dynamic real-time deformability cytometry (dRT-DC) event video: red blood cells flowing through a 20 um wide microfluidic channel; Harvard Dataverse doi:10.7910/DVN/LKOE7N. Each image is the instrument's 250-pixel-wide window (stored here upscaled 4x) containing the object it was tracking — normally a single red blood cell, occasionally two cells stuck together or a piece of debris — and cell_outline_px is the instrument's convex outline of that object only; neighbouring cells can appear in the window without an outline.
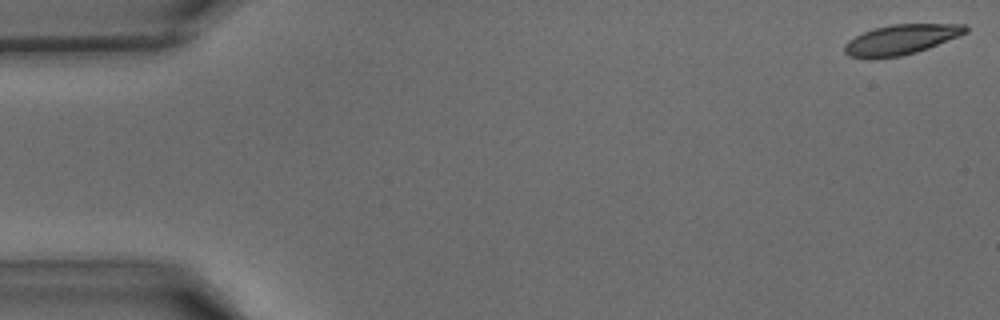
{"species": "common noctule bat (a hibernating species)", "species_latin": "Nyctalus noctula", "temperature_condition": "warm", "stored_images_in_passage": 41, "camera_frame_rate_fps": 3000, "um_per_image_px": 0.085, "animal": {"sex": "male", "body_mass_g": 15.6}, "frame": {"image": 1, "passage_image": 1, "time_ms": 0.0, "image_size_px": [1000, 320], "cell_outline_px": [[968, 32], [928, 48], [916, 52], [900, 56], [872, 60], [868, 60], [848, 56], [844, 52], [844, 44], [848, 40], [872, 28], [892, 24], [964, 24], [968, 28]], "centroid_in_image_um": [76.52, 3.38], "position_along_channel_um": 8.5, "area_um2": 21.44}}
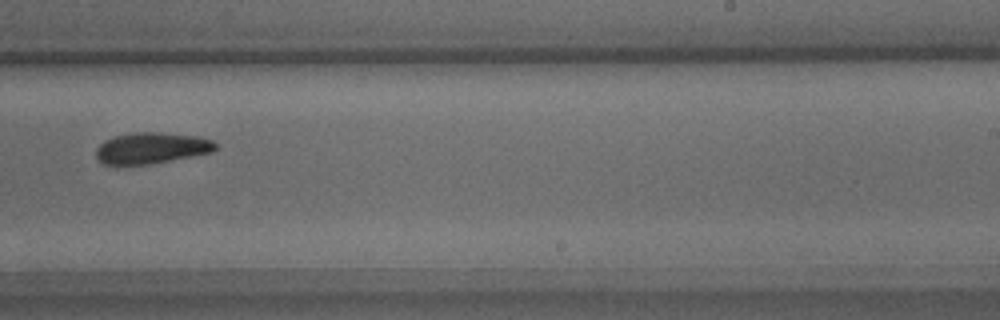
{"frame": {"image": 2, "passage_image": 26, "time_ms": 8.333, "image_size_px": [1000, 320], "cell_outline_px": [[216, 148], [212, 152], [148, 164], [116, 168], [104, 164], [96, 160], [96, 148], [104, 140], [112, 136], [132, 132], [160, 132], [196, 136], [212, 140], [216, 144]], "centroid_in_image_um": [12.75, 12.61], "position_along_channel_um": 276.2, "area_um2": 22.25}}
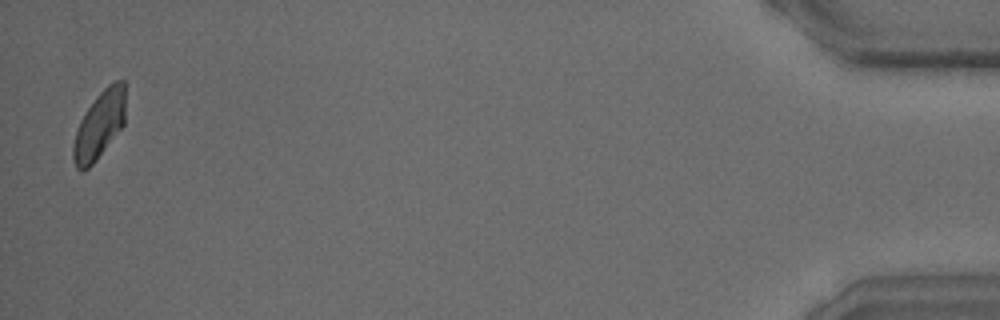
{"frame": {"image": 3, "passage_image": 41, "time_ms": 13.333, "image_size_px": [1000, 320], "cell_outline_px": [[124, 124], [96, 160], [84, 172], [80, 172], [76, 168], [72, 156], [72, 148], [76, 132], [80, 120], [84, 112], [96, 96], [108, 84], [116, 80], [124, 80]], "centroid_in_image_um": [8.42, 10.64], "position_along_channel_um": 426.8, "area_um2": 20.46}}